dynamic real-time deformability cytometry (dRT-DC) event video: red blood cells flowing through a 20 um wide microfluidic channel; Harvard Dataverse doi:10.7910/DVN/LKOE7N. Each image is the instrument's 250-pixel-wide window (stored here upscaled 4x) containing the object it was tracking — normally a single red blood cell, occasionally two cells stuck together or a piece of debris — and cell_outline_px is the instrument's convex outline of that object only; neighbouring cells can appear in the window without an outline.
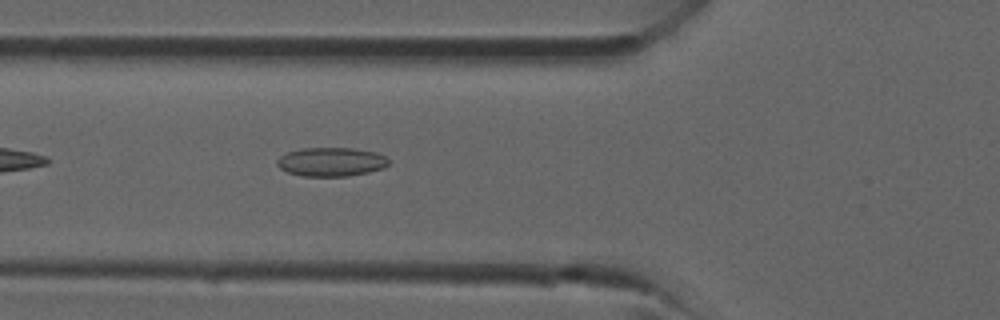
{"species": "common noctule bat (a hibernating species)", "species_latin": "Nyctalus noctula", "temperature_condition": "room temperature", "stored_images_in_passage": 34, "camera_frame_rate_fps": 3000, "um_per_image_px": 0.085, "animal": {"sex": "male", "forearm_length_mm": 52.5}, "frame": {"image": 1, "passage_image": 14, "time_ms": 4.333, "image_size_px": [1000, 320], "cell_outline_px": [[388, 164], [384, 168], [368, 172], [348, 176], [304, 176], [288, 172], [280, 168], [276, 164], [276, 160], [280, 156], [288, 152], [304, 148], [352, 148], [376, 152], [388, 156]], "centroid_in_image_um": [28.17, 13.75], "position_along_channel_um": 97.6, "area_um2": 18.79}}
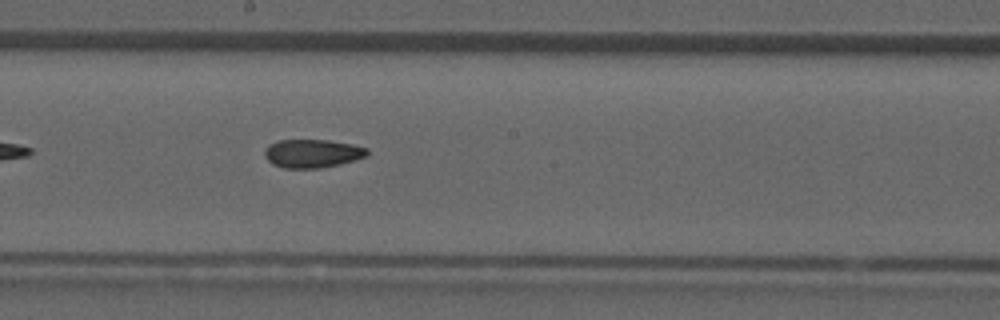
{"frame": {"image": 2, "passage_image": 21, "time_ms": 6.667, "image_size_px": [1000, 320], "cell_outline_px": [[368, 156], [340, 164], [320, 168], [284, 168], [272, 164], [264, 156], [264, 148], [268, 144], [276, 140], [328, 140], [352, 144], [368, 148]], "centroid_in_image_um": [26.52, 13.04], "position_along_channel_um": 221.7, "area_um2": 17.17}}
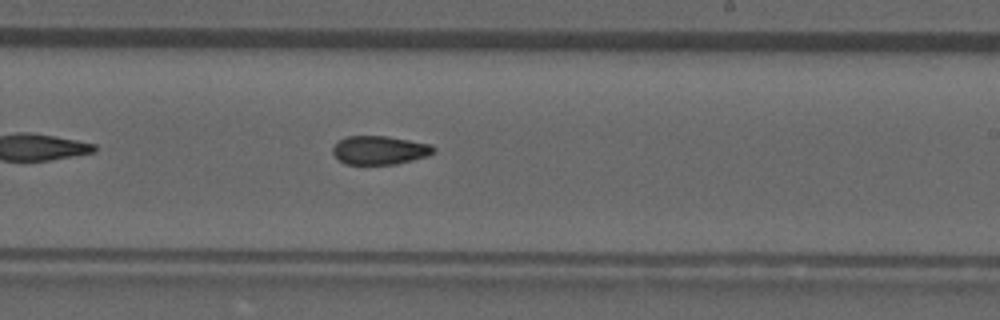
{"frame": {"image": 3, "passage_image": 23, "time_ms": 7.333, "image_size_px": [1000, 320], "cell_outline_px": [[436, 152], [428, 156], [396, 164], [344, 164], [332, 152], [332, 148], [340, 140], [348, 136], [388, 136], [432, 144], [436, 148]], "centroid_in_image_um": [32.32, 12.76], "position_along_channel_um": 256.7, "area_um2": 16.88}}